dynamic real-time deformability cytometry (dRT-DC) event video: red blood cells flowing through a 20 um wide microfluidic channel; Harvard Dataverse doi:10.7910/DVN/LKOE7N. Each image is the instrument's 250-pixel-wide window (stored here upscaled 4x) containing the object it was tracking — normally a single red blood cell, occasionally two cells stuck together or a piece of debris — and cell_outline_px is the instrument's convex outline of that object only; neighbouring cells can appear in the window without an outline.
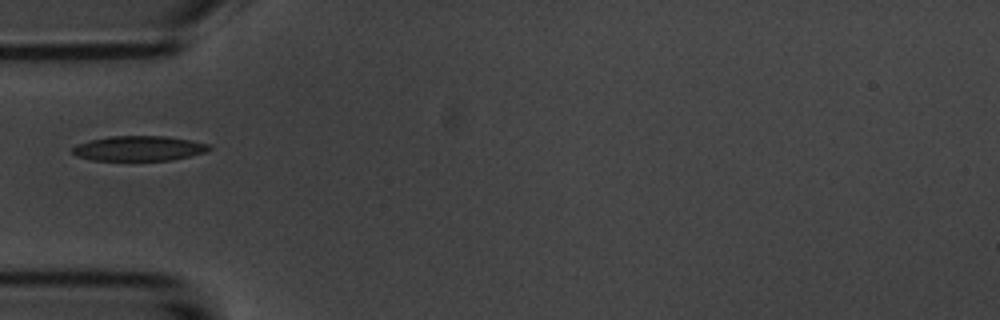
{"species": "common noctule bat (a hibernating species)", "species_latin": "Nyctalus noctula", "temperature_condition": "room temperature", "stored_images_in_passage": 1, "camera_frame_rate_fps": 3000, "um_per_image_px": 0.085, "animal": {"sex": "male", "body_mass_g": 20.1, "forearm_length_mm": 53.5}, "frame": {"image": 1, "passage_image": 1, "time_ms": 0.0, "image_size_px": [1000, 320], "cell_outline_px": [[212, 148], [204, 152], [172, 160], [92, 160], [76, 156], [72, 152], [72, 148], [76, 144], [92, 140], [112, 136], [164, 136], [212, 144]], "centroid_in_image_um": [11.8, 12.61], "position_along_channel_um": 73.2, "area_um2": 19.71}}